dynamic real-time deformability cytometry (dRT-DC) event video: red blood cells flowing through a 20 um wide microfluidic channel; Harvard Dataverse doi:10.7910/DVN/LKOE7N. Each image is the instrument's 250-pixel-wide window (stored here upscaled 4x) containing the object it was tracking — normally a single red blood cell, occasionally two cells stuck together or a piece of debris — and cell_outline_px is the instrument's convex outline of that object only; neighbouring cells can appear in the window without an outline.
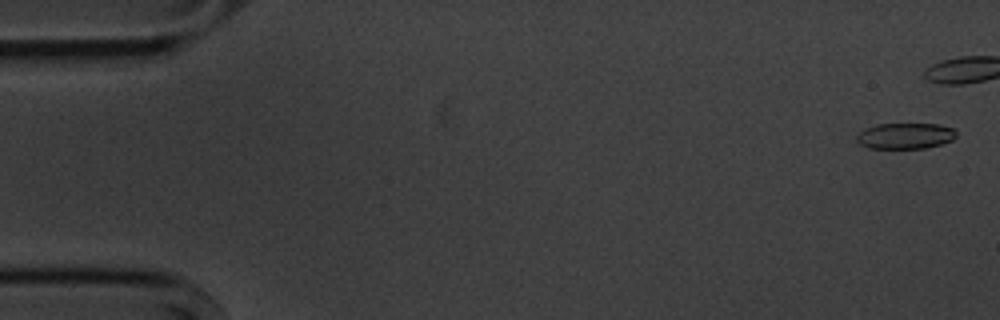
{"species": "common noctule bat (a hibernating species)", "species_latin": "Nyctalus noctula", "temperature_condition": "cold", "stored_images_in_passage": 6, "camera_frame_rate_fps": 3000, "um_per_image_px": 0.085, "animal": {"sex": "male", "body_mass_g": 20.1, "forearm_length_mm": 53.5}, "frame": {"image": 1, "passage_image": 1, "time_ms": 0.0, "image_size_px": [1000, 320], "cell_outline_px": [[956, 136], [952, 140], [940, 144], [924, 148], [868, 148], [860, 144], [856, 140], [856, 136], [864, 128], [876, 124], [940, 124], [952, 128], [956, 132]], "centroid_in_image_um": [76.92, 11.54], "position_along_channel_um": 8.1, "area_um2": 15.03}}